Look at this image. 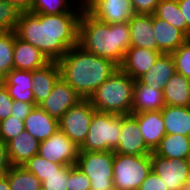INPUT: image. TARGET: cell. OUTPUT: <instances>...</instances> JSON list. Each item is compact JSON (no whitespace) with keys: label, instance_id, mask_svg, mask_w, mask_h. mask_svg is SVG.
Listing matches in <instances>:
<instances>
[{"label":"cell","instance_id":"cell-35","mask_svg":"<svg viewBox=\"0 0 190 190\" xmlns=\"http://www.w3.org/2000/svg\"><path fill=\"white\" fill-rule=\"evenodd\" d=\"M24 130V121L10 115L8 118L0 121V141L6 144Z\"/></svg>","mask_w":190,"mask_h":190},{"label":"cell","instance_id":"cell-31","mask_svg":"<svg viewBox=\"0 0 190 190\" xmlns=\"http://www.w3.org/2000/svg\"><path fill=\"white\" fill-rule=\"evenodd\" d=\"M14 31L0 32V75L4 78L12 69Z\"/></svg>","mask_w":190,"mask_h":190},{"label":"cell","instance_id":"cell-36","mask_svg":"<svg viewBox=\"0 0 190 190\" xmlns=\"http://www.w3.org/2000/svg\"><path fill=\"white\" fill-rule=\"evenodd\" d=\"M91 180L76 165L68 166L67 190H91Z\"/></svg>","mask_w":190,"mask_h":190},{"label":"cell","instance_id":"cell-24","mask_svg":"<svg viewBox=\"0 0 190 190\" xmlns=\"http://www.w3.org/2000/svg\"><path fill=\"white\" fill-rule=\"evenodd\" d=\"M25 130L39 142L48 139L59 129V122L51 118L39 106H34L24 120Z\"/></svg>","mask_w":190,"mask_h":190},{"label":"cell","instance_id":"cell-45","mask_svg":"<svg viewBox=\"0 0 190 190\" xmlns=\"http://www.w3.org/2000/svg\"><path fill=\"white\" fill-rule=\"evenodd\" d=\"M0 190H10L9 181L6 176L0 177Z\"/></svg>","mask_w":190,"mask_h":190},{"label":"cell","instance_id":"cell-1","mask_svg":"<svg viewBox=\"0 0 190 190\" xmlns=\"http://www.w3.org/2000/svg\"><path fill=\"white\" fill-rule=\"evenodd\" d=\"M83 12L57 15L22 12L16 36L43 52L50 61H58L79 43V21Z\"/></svg>","mask_w":190,"mask_h":190},{"label":"cell","instance_id":"cell-2","mask_svg":"<svg viewBox=\"0 0 190 190\" xmlns=\"http://www.w3.org/2000/svg\"><path fill=\"white\" fill-rule=\"evenodd\" d=\"M61 77L82 99H89L119 66L85 50L79 44L71 47L58 61Z\"/></svg>","mask_w":190,"mask_h":190},{"label":"cell","instance_id":"cell-33","mask_svg":"<svg viewBox=\"0 0 190 190\" xmlns=\"http://www.w3.org/2000/svg\"><path fill=\"white\" fill-rule=\"evenodd\" d=\"M22 11L7 0H0V32L15 31Z\"/></svg>","mask_w":190,"mask_h":190},{"label":"cell","instance_id":"cell-39","mask_svg":"<svg viewBox=\"0 0 190 190\" xmlns=\"http://www.w3.org/2000/svg\"><path fill=\"white\" fill-rule=\"evenodd\" d=\"M160 0H131L135 14H154Z\"/></svg>","mask_w":190,"mask_h":190},{"label":"cell","instance_id":"cell-15","mask_svg":"<svg viewBox=\"0 0 190 190\" xmlns=\"http://www.w3.org/2000/svg\"><path fill=\"white\" fill-rule=\"evenodd\" d=\"M131 115L137 120L138 128L146 146L153 152L166 135L161 110L131 113Z\"/></svg>","mask_w":190,"mask_h":190},{"label":"cell","instance_id":"cell-14","mask_svg":"<svg viewBox=\"0 0 190 190\" xmlns=\"http://www.w3.org/2000/svg\"><path fill=\"white\" fill-rule=\"evenodd\" d=\"M161 54L156 50L130 46L119 68L134 80H138L153 66Z\"/></svg>","mask_w":190,"mask_h":190},{"label":"cell","instance_id":"cell-3","mask_svg":"<svg viewBox=\"0 0 190 190\" xmlns=\"http://www.w3.org/2000/svg\"><path fill=\"white\" fill-rule=\"evenodd\" d=\"M78 44L88 52L120 66L130 47L129 24H107L94 18L84 9L79 21Z\"/></svg>","mask_w":190,"mask_h":190},{"label":"cell","instance_id":"cell-10","mask_svg":"<svg viewBox=\"0 0 190 190\" xmlns=\"http://www.w3.org/2000/svg\"><path fill=\"white\" fill-rule=\"evenodd\" d=\"M38 154L63 166L76 165L79 147L60 129L39 144Z\"/></svg>","mask_w":190,"mask_h":190},{"label":"cell","instance_id":"cell-40","mask_svg":"<svg viewBox=\"0 0 190 190\" xmlns=\"http://www.w3.org/2000/svg\"><path fill=\"white\" fill-rule=\"evenodd\" d=\"M138 190H168V188L163 180L151 170Z\"/></svg>","mask_w":190,"mask_h":190},{"label":"cell","instance_id":"cell-12","mask_svg":"<svg viewBox=\"0 0 190 190\" xmlns=\"http://www.w3.org/2000/svg\"><path fill=\"white\" fill-rule=\"evenodd\" d=\"M81 100L76 91L60 77L50 95L38 106L59 122L64 113Z\"/></svg>","mask_w":190,"mask_h":190},{"label":"cell","instance_id":"cell-38","mask_svg":"<svg viewBox=\"0 0 190 190\" xmlns=\"http://www.w3.org/2000/svg\"><path fill=\"white\" fill-rule=\"evenodd\" d=\"M14 100L3 83L0 84V121L11 115V108Z\"/></svg>","mask_w":190,"mask_h":190},{"label":"cell","instance_id":"cell-17","mask_svg":"<svg viewBox=\"0 0 190 190\" xmlns=\"http://www.w3.org/2000/svg\"><path fill=\"white\" fill-rule=\"evenodd\" d=\"M152 25L157 42V51L171 54L185 43L189 37L180 29L152 14Z\"/></svg>","mask_w":190,"mask_h":190},{"label":"cell","instance_id":"cell-28","mask_svg":"<svg viewBox=\"0 0 190 190\" xmlns=\"http://www.w3.org/2000/svg\"><path fill=\"white\" fill-rule=\"evenodd\" d=\"M74 1L70 0H34L32 7L30 9V13L32 14H47V15H57L67 12H83L84 2L75 1V3L79 2L76 5L78 6L75 10ZM74 6H73V5ZM79 8V9H78Z\"/></svg>","mask_w":190,"mask_h":190},{"label":"cell","instance_id":"cell-9","mask_svg":"<svg viewBox=\"0 0 190 190\" xmlns=\"http://www.w3.org/2000/svg\"><path fill=\"white\" fill-rule=\"evenodd\" d=\"M151 170L163 180L168 190H181L190 179V159H168L153 151Z\"/></svg>","mask_w":190,"mask_h":190},{"label":"cell","instance_id":"cell-5","mask_svg":"<svg viewBox=\"0 0 190 190\" xmlns=\"http://www.w3.org/2000/svg\"><path fill=\"white\" fill-rule=\"evenodd\" d=\"M121 115L95 110L85 141L79 151H114L119 144Z\"/></svg>","mask_w":190,"mask_h":190},{"label":"cell","instance_id":"cell-30","mask_svg":"<svg viewBox=\"0 0 190 190\" xmlns=\"http://www.w3.org/2000/svg\"><path fill=\"white\" fill-rule=\"evenodd\" d=\"M154 15L180 29L187 35V24L177 0H160Z\"/></svg>","mask_w":190,"mask_h":190},{"label":"cell","instance_id":"cell-26","mask_svg":"<svg viewBox=\"0 0 190 190\" xmlns=\"http://www.w3.org/2000/svg\"><path fill=\"white\" fill-rule=\"evenodd\" d=\"M164 101L170 106H190V79L175 72L163 89Z\"/></svg>","mask_w":190,"mask_h":190},{"label":"cell","instance_id":"cell-8","mask_svg":"<svg viewBox=\"0 0 190 190\" xmlns=\"http://www.w3.org/2000/svg\"><path fill=\"white\" fill-rule=\"evenodd\" d=\"M95 109L88 99H82L68 109L59 121V129L78 147L86 139Z\"/></svg>","mask_w":190,"mask_h":190},{"label":"cell","instance_id":"cell-41","mask_svg":"<svg viewBox=\"0 0 190 190\" xmlns=\"http://www.w3.org/2000/svg\"><path fill=\"white\" fill-rule=\"evenodd\" d=\"M33 107L34 105L31 103L14 100L13 106L11 108V115L24 121Z\"/></svg>","mask_w":190,"mask_h":190},{"label":"cell","instance_id":"cell-37","mask_svg":"<svg viewBox=\"0 0 190 190\" xmlns=\"http://www.w3.org/2000/svg\"><path fill=\"white\" fill-rule=\"evenodd\" d=\"M68 166H63L56 170V173L46 177L42 182V187L45 190H67Z\"/></svg>","mask_w":190,"mask_h":190},{"label":"cell","instance_id":"cell-4","mask_svg":"<svg viewBox=\"0 0 190 190\" xmlns=\"http://www.w3.org/2000/svg\"><path fill=\"white\" fill-rule=\"evenodd\" d=\"M135 80L118 68L88 99L95 110L130 115Z\"/></svg>","mask_w":190,"mask_h":190},{"label":"cell","instance_id":"cell-25","mask_svg":"<svg viewBox=\"0 0 190 190\" xmlns=\"http://www.w3.org/2000/svg\"><path fill=\"white\" fill-rule=\"evenodd\" d=\"M166 134L190 137V106L165 105L161 109Z\"/></svg>","mask_w":190,"mask_h":190},{"label":"cell","instance_id":"cell-43","mask_svg":"<svg viewBox=\"0 0 190 190\" xmlns=\"http://www.w3.org/2000/svg\"><path fill=\"white\" fill-rule=\"evenodd\" d=\"M187 24V36L190 38V0H177Z\"/></svg>","mask_w":190,"mask_h":190},{"label":"cell","instance_id":"cell-23","mask_svg":"<svg viewBox=\"0 0 190 190\" xmlns=\"http://www.w3.org/2000/svg\"><path fill=\"white\" fill-rule=\"evenodd\" d=\"M176 72L175 63L171 54H161L151 68L138 80L154 89L161 90Z\"/></svg>","mask_w":190,"mask_h":190},{"label":"cell","instance_id":"cell-32","mask_svg":"<svg viewBox=\"0 0 190 190\" xmlns=\"http://www.w3.org/2000/svg\"><path fill=\"white\" fill-rule=\"evenodd\" d=\"M22 166L33 173L41 182H43L46 177L56 173V170L63 167L61 164L53 163L47 159H44L39 154L32 156Z\"/></svg>","mask_w":190,"mask_h":190},{"label":"cell","instance_id":"cell-42","mask_svg":"<svg viewBox=\"0 0 190 190\" xmlns=\"http://www.w3.org/2000/svg\"><path fill=\"white\" fill-rule=\"evenodd\" d=\"M10 167L11 164L8 158L7 145L0 141V177L5 176Z\"/></svg>","mask_w":190,"mask_h":190},{"label":"cell","instance_id":"cell-20","mask_svg":"<svg viewBox=\"0 0 190 190\" xmlns=\"http://www.w3.org/2000/svg\"><path fill=\"white\" fill-rule=\"evenodd\" d=\"M39 144L40 142L26 130L9 140L6 145L11 166H22L38 154Z\"/></svg>","mask_w":190,"mask_h":190},{"label":"cell","instance_id":"cell-13","mask_svg":"<svg viewBox=\"0 0 190 190\" xmlns=\"http://www.w3.org/2000/svg\"><path fill=\"white\" fill-rule=\"evenodd\" d=\"M119 144L113 151L125 155H149L152 151L146 146L138 128L137 120L130 115H121Z\"/></svg>","mask_w":190,"mask_h":190},{"label":"cell","instance_id":"cell-46","mask_svg":"<svg viewBox=\"0 0 190 190\" xmlns=\"http://www.w3.org/2000/svg\"><path fill=\"white\" fill-rule=\"evenodd\" d=\"M181 190H190V179L184 184Z\"/></svg>","mask_w":190,"mask_h":190},{"label":"cell","instance_id":"cell-6","mask_svg":"<svg viewBox=\"0 0 190 190\" xmlns=\"http://www.w3.org/2000/svg\"><path fill=\"white\" fill-rule=\"evenodd\" d=\"M151 171V154L125 155L114 153L113 183L117 190H138Z\"/></svg>","mask_w":190,"mask_h":190},{"label":"cell","instance_id":"cell-7","mask_svg":"<svg viewBox=\"0 0 190 190\" xmlns=\"http://www.w3.org/2000/svg\"><path fill=\"white\" fill-rule=\"evenodd\" d=\"M113 159V151H79L76 166L91 180V190L114 189Z\"/></svg>","mask_w":190,"mask_h":190},{"label":"cell","instance_id":"cell-47","mask_svg":"<svg viewBox=\"0 0 190 190\" xmlns=\"http://www.w3.org/2000/svg\"><path fill=\"white\" fill-rule=\"evenodd\" d=\"M3 79L4 78L0 75V84L2 83Z\"/></svg>","mask_w":190,"mask_h":190},{"label":"cell","instance_id":"cell-18","mask_svg":"<svg viewBox=\"0 0 190 190\" xmlns=\"http://www.w3.org/2000/svg\"><path fill=\"white\" fill-rule=\"evenodd\" d=\"M60 77L61 73L57 61H50L44 67L32 71V92L35 106H38L50 95L54 85Z\"/></svg>","mask_w":190,"mask_h":190},{"label":"cell","instance_id":"cell-22","mask_svg":"<svg viewBox=\"0 0 190 190\" xmlns=\"http://www.w3.org/2000/svg\"><path fill=\"white\" fill-rule=\"evenodd\" d=\"M164 95L161 90L135 80L131 113L158 111L165 106Z\"/></svg>","mask_w":190,"mask_h":190},{"label":"cell","instance_id":"cell-44","mask_svg":"<svg viewBox=\"0 0 190 190\" xmlns=\"http://www.w3.org/2000/svg\"><path fill=\"white\" fill-rule=\"evenodd\" d=\"M22 12H29L34 0H7Z\"/></svg>","mask_w":190,"mask_h":190},{"label":"cell","instance_id":"cell-16","mask_svg":"<svg viewBox=\"0 0 190 190\" xmlns=\"http://www.w3.org/2000/svg\"><path fill=\"white\" fill-rule=\"evenodd\" d=\"M50 62L49 58L35 48L16 36L14 31V47H13V64L16 70L34 71L44 67Z\"/></svg>","mask_w":190,"mask_h":190},{"label":"cell","instance_id":"cell-19","mask_svg":"<svg viewBox=\"0 0 190 190\" xmlns=\"http://www.w3.org/2000/svg\"><path fill=\"white\" fill-rule=\"evenodd\" d=\"M128 24L130 27V46L157 51L152 14H134Z\"/></svg>","mask_w":190,"mask_h":190},{"label":"cell","instance_id":"cell-27","mask_svg":"<svg viewBox=\"0 0 190 190\" xmlns=\"http://www.w3.org/2000/svg\"><path fill=\"white\" fill-rule=\"evenodd\" d=\"M154 152L168 159H190V137L166 134Z\"/></svg>","mask_w":190,"mask_h":190},{"label":"cell","instance_id":"cell-34","mask_svg":"<svg viewBox=\"0 0 190 190\" xmlns=\"http://www.w3.org/2000/svg\"><path fill=\"white\" fill-rule=\"evenodd\" d=\"M171 56L176 72L190 79V38L171 53Z\"/></svg>","mask_w":190,"mask_h":190},{"label":"cell","instance_id":"cell-11","mask_svg":"<svg viewBox=\"0 0 190 190\" xmlns=\"http://www.w3.org/2000/svg\"><path fill=\"white\" fill-rule=\"evenodd\" d=\"M84 8L91 16L107 24L129 22L135 14L131 0H85Z\"/></svg>","mask_w":190,"mask_h":190},{"label":"cell","instance_id":"cell-29","mask_svg":"<svg viewBox=\"0 0 190 190\" xmlns=\"http://www.w3.org/2000/svg\"><path fill=\"white\" fill-rule=\"evenodd\" d=\"M5 176L10 190H38L42 187V182L24 166H11Z\"/></svg>","mask_w":190,"mask_h":190},{"label":"cell","instance_id":"cell-21","mask_svg":"<svg viewBox=\"0 0 190 190\" xmlns=\"http://www.w3.org/2000/svg\"><path fill=\"white\" fill-rule=\"evenodd\" d=\"M2 83L7 88L13 100L31 103L35 106L33 96L32 71L12 69L3 79Z\"/></svg>","mask_w":190,"mask_h":190}]
</instances>
